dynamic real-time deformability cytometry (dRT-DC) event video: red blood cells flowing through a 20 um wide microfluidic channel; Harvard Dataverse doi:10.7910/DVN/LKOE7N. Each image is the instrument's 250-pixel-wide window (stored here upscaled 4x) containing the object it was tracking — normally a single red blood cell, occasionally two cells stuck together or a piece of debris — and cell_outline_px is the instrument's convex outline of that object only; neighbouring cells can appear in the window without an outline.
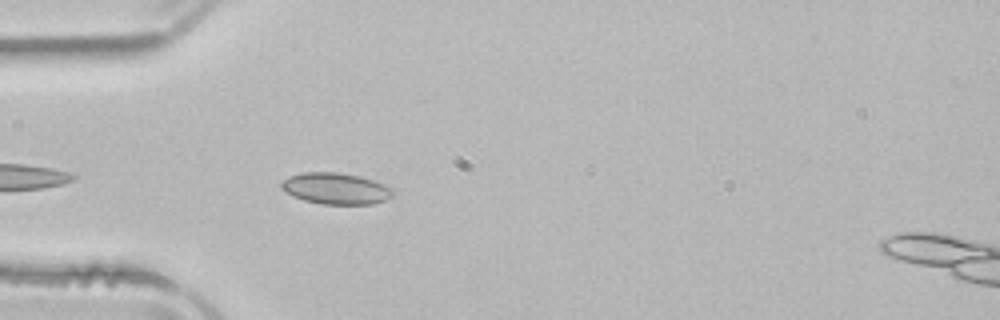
{"species": "common noctule bat (a hibernating species)", "species_latin": "Nyctalus noctula", "temperature_condition": "room temperature", "stored_images_in_passage": 7, "camera_frame_rate_fps": 3000, "um_per_image_px": 0.085, "animal": {"sex": "male", "body_mass_g": 21.5, "forearm_length_mm": 52.0}, "frame": {"image": 1, "passage_image": 3, "time_ms": 0.667, "image_size_px": [1000, 320], "cell_outline_px": [[392, 196], [384, 200], [372, 204], [320, 204], [304, 200], [292, 196], [284, 192], [280, 188], [280, 184], [284, 180], [292, 176], [304, 172], [336, 172], [360, 176], [384, 184], [392, 188]], "centroid_in_image_um": [28.51, 16.03], "position_along_channel_um": 56.5, "area_um2": 20.29}}